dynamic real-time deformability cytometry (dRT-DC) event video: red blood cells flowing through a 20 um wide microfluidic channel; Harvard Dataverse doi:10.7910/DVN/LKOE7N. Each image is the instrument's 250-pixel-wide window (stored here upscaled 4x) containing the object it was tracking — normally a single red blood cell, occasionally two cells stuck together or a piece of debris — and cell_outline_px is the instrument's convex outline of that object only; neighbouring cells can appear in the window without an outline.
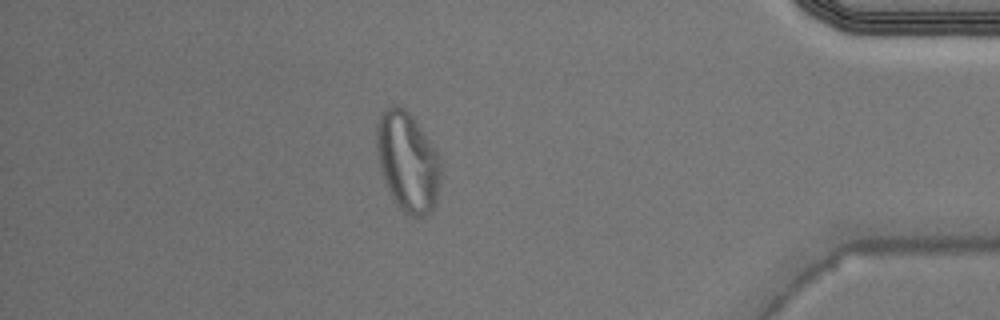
{"species": "Egyptian fruit bat (a non-hibernating species)", "species_latin": "Rousettus aegyptiacus", "temperature_condition": "warm", "stored_images_in_passage": 38, "camera_frame_rate_fps": 3000, "um_per_image_px": 0.085, "animal": {"sex": "male"}, "frame": {"image": 1, "passage_image": 33, "time_ms": 10.667, "image_size_px": [1000, 320], "cell_outline_px": [[440, 184], [436, 200], [428, 216], [412, 216], [404, 212], [396, 204], [388, 188], [380, 168], [376, 152], [376, 124], [380, 116], [388, 108], [396, 104], [404, 108], [416, 120], [436, 148], [440, 156]], "centroid_in_image_um": [34.66, 13.73], "position_along_channel_um": 400.5, "area_um2": 37.34}}